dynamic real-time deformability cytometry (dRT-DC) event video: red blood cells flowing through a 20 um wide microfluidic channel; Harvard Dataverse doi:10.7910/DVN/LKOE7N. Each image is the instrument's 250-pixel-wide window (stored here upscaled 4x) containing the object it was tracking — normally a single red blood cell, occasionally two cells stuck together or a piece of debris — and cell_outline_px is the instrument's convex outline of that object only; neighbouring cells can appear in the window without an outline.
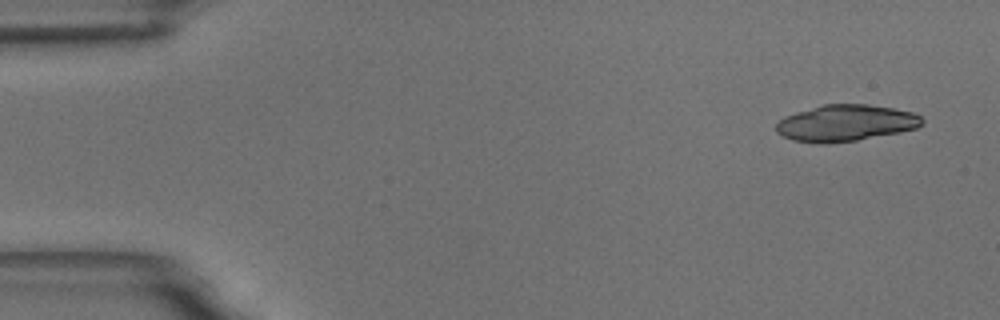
{"species": "common noctule bat (a hibernating species)", "species_latin": "Nyctalus noctula", "temperature_condition": "room temperature", "stored_images_in_passage": 5, "camera_frame_rate_fps": 3000, "um_per_image_px": 0.085, "animal": {"sex": "male", "body_mass_g": 18.8}, "frame": {"image": 1, "passage_image": 1, "time_ms": 0.0, "image_size_px": [1000, 320], "cell_outline_px": [[924, 124], [916, 128], [900, 132], [856, 140], [828, 144], [820, 144], [792, 140], [776, 132], [776, 124], [784, 116], [820, 104], [868, 104], [892, 108], [912, 112], [920, 116], [924, 120]], "centroid_in_image_um": [71.87, 10.46], "position_along_channel_um": 13.1, "area_um2": 31.15}}